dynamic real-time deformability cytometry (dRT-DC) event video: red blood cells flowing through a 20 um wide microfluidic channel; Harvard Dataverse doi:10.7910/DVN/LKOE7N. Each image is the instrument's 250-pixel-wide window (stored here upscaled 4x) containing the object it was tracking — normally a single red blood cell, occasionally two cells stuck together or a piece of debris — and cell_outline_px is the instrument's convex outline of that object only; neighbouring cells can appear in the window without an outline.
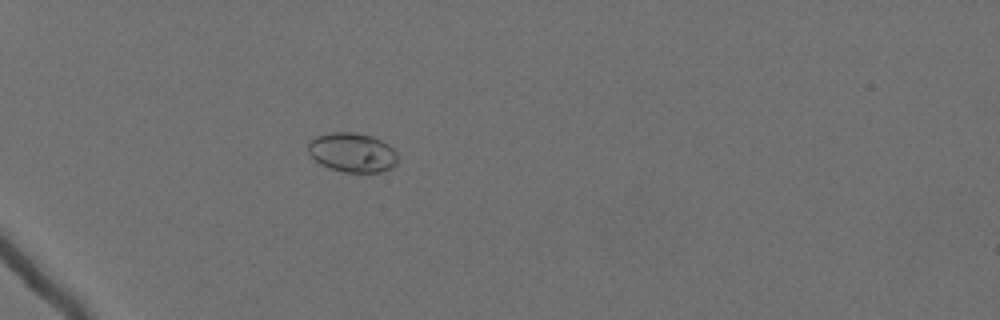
{"species": "Egyptian fruit bat (a non-hibernating species)", "species_latin": "Rousettus aegyptiacus", "temperature_condition": "cold", "stored_images_in_passage": 62, "camera_frame_rate_fps": 3000, "um_per_image_px": 0.085, "animal": {"sex": "female"}, "frame": {"image": 1, "passage_image": 22, "time_ms": 7.0, "image_size_px": [1000, 320], "cell_outline_px": [[396, 164], [392, 168], [380, 172], [344, 172], [320, 164], [308, 152], [308, 144], [316, 136], [332, 132], [356, 132], [372, 136], [388, 144], [396, 152]], "centroid_in_image_um": [29.95, 12.95], "position_along_channel_um": 55.0, "area_um2": 20.4}}
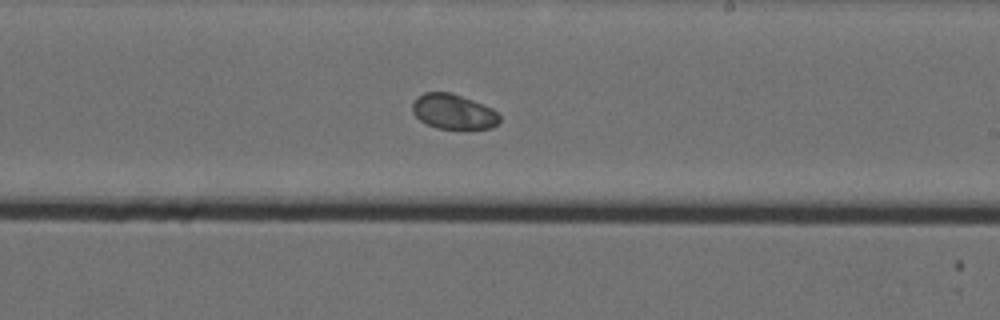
{"frame": {"image": 2, "passage_image": 41, "time_ms": 13.333, "image_size_px": [1000, 320], "cell_outline_px": [[500, 120], [492, 128], [436, 128], [420, 120], [412, 112], [412, 104], [416, 96], [424, 92], [452, 92], [484, 104], [492, 108], [500, 116]], "centroid_in_image_um": [38.52, 9.46], "position_along_channel_um": 250.5, "area_um2": 17.8}}
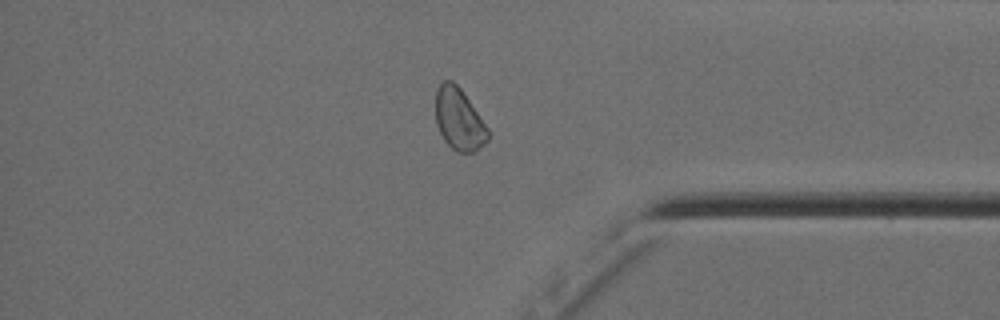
{"frame": {"image": 3, "passage_image": 54, "time_ms": 17.667, "image_size_px": [1000, 320], "cell_outline_px": [[488, 140], [476, 152], [456, 152], [444, 140], [436, 124], [436, 88], [444, 80], [452, 80], [460, 88], [488, 128]], "centroid_in_image_um": [39.0, 10.15], "position_along_channel_um": 396.2, "area_um2": 18.73}}